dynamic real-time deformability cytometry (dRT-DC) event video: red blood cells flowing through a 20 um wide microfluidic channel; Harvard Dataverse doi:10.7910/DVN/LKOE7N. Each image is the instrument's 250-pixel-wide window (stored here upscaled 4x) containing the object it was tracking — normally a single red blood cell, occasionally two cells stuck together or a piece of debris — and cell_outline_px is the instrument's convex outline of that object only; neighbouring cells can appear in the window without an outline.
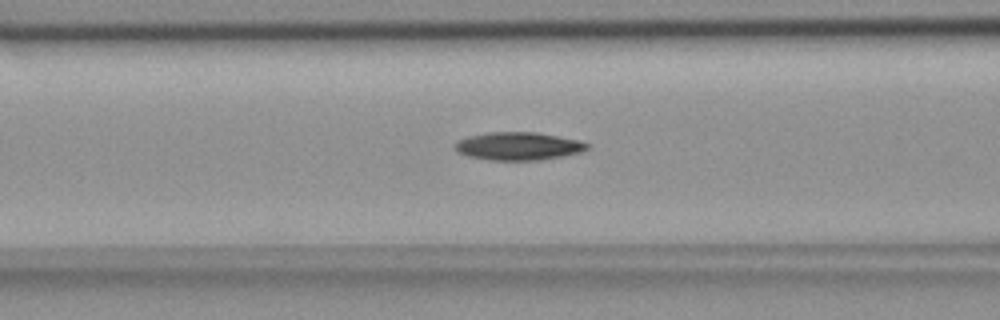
{"species": "common noctule bat (a hibernating species)", "species_latin": "Nyctalus noctula", "temperature_condition": "room temperature", "stored_images_in_passage": 55, "camera_frame_rate_fps": 3000, "um_per_image_px": 0.085, "animal": {"sex": "female", "body_mass_g": 18.4}, "frame": {"image": 1, "passage_image": 22, "time_ms": 7.0, "image_size_px": [1000, 320], "cell_outline_px": [[588, 148], [580, 152], [540, 160], [488, 160], [468, 156], [456, 152], [452, 148], [452, 144], [456, 140], [468, 136], [488, 132], [536, 132], [580, 140], [588, 144]], "centroid_in_image_um": [43.96, 12.42], "position_along_channel_um": 122.6, "area_um2": 21.73}}
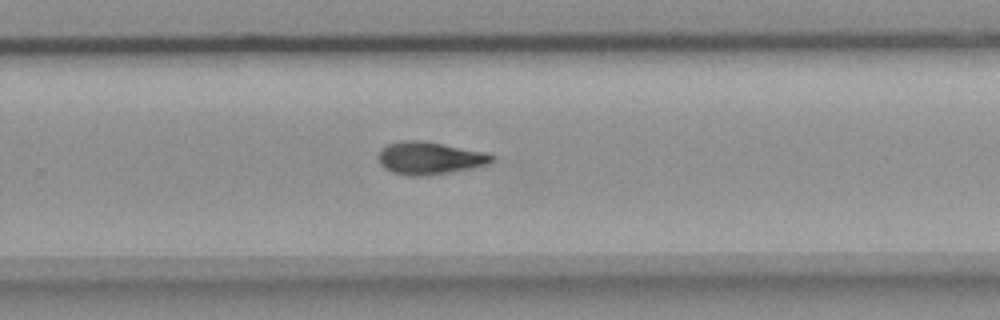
{"frame": {"image": 2, "passage_image": 36, "time_ms": 11.667, "image_size_px": [1000, 320], "cell_outline_px": [[496, 160], [488, 164], [472, 168], [452, 172], [428, 176], [408, 176], [392, 172], [384, 168], [380, 164], [376, 156], [380, 148], [388, 144], [400, 140], [420, 140], [444, 144], [484, 152], [496, 156]], "centroid_in_image_um": [36.49, 13.44], "position_along_channel_um": 293.3, "area_um2": 21.96}}
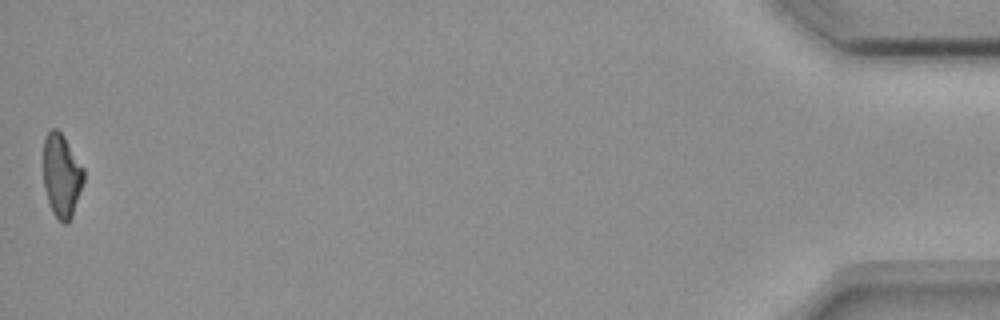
{"frame": {"image": 3, "passage_image": 55, "time_ms": 18.0, "image_size_px": [1000, 320], "cell_outline_px": [[84, 180], [72, 216], [64, 224], [52, 212], [44, 188], [44, 140], [48, 132], [52, 128], [56, 128], [64, 136], [84, 168]], "centroid_in_image_um": [5.24, 14.9], "position_along_channel_um": 430.0, "area_um2": 19.36}, "authors_computed_cell_mechanics": {"area_um2": 20.6346, "velocity_mm_per_s": 3.6653, "shape_relaxation_time_tau1_ms": 6.817, "shape_relaxation_time_tau2_ms": null, "deformation_change_tau1": 0.1936, "deformation_change_tau2": null}}